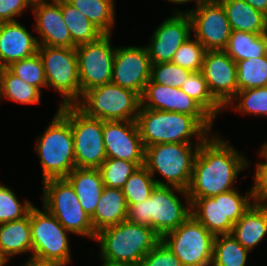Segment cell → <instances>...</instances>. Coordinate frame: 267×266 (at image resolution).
<instances>
[{
  "label": "cell",
  "instance_id": "29",
  "mask_svg": "<svg viewBox=\"0 0 267 266\" xmlns=\"http://www.w3.org/2000/svg\"><path fill=\"white\" fill-rule=\"evenodd\" d=\"M61 11L74 42V48L82 44L94 42L104 35L98 27L66 0H61Z\"/></svg>",
  "mask_w": 267,
  "mask_h": 266
},
{
  "label": "cell",
  "instance_id": "15",
  "mask_svg": "<svg viewBox=\"0 0 267 266\" xmlns=\"http://www.w3.org/2000/svg\"><path fill=\"white\" fill-rule=\"evenodd\" d=\"M190 10L195 38L206 51L224 50L231 35V27L222 4L218 0H203Z\"/></svg>",
  "mask_w": 267,
  "mask_h": 266
},
{
  "label": "cell",
  "instance_id": "35",
  "mask_svg": "<svg viewBox=\"0 0 267 266\" xmlns=\"http://www.w3.org/2000/svg\"><path fill=\"white\" fill-rule=\"evenodd\" d=\"M145 166L139 167L122 187L127 205L141 203L151 196L157 183Z\"/></svg>",
  "mask_w": 267,
  "mask_h": 266
},
{
  "label": "cell",
  "instance_id": "12",
  "mask_svg": "<svg viewBox=\"0 0 267 266\" xmlns=\"http://www.w3.org/2000/svg\"><path fill=\"white\" fill-rule=\"evenodd\" d=\"M215 236L190 215L160 240L179 258L183 266H211Z\"/></svg>",
  "mask_w": 267,
  "mask_h": 266
},
{
  "label": "cell",
  "instance_id": "11",
  "mask_svg": "<svg viewBox=\"0 0 267 266\" xmlns=\"http://www.w3.org/2000/svg\"><path fill=\"white\" fill-rule=\"evenodd\" d=\"M47 87L60 92L61 106L75 105L81 99L76 48L39 46Z\"/></svg>",
  "mask_w": 267,
  "mask_h": 266
},
{
  "label": "cell",
  "instance_id": "41",
  "mask_svg": "<svg viewBox=\"0 0 267 266\" xmlns=\"http://www.w3.org/2000/svg\"><path fill=\"white\" fill-rule=\"evenodd\" d=\"M191 73L189 69L182 68L173 62L157 63L151 66L150 80L156 84L181 88Z\"/></svg>",
  "mask_w": 267,
  "mask_h": 266
},
{
  "label": "cell",
  "instance_id": "26",
  "mask_svg": "<svg viewBox=\"0 0 267 266\" xmlns=\"http://www.w3.org/2000/svg\"><path fill=\"white\" fill-rule=\"evenodd\" d=\"M225 10L231 30L267 33V16L244 0H218Z\"/></svg>",
  "mask_w": 267,
  "mask_h": 266
},
{
  "label": "cell",
  "instance_id": "36",
  "mask_svg": "<svg viewBox=\"0 0 267 266\" xmlns=\"http://www.w3.org/2000/svg\"><path fill=\"white\" fill-rule=\"evenodd\" d=\"M7 69L39 90L41 87H47L43 62L38 52L30 57L13 62Z\"/></svg>",
  "mask_w": 267,
  "mask_h": 266
},
{
  "label": "cell",
  "instance_id": "6",
  "mask_svg": "<svg viewBox=\"0 0 267 266\" xmlns=\"http://www.w3.org/2000/svg\"><path fill=\"white\" fill-rule=\"evenodd\" d=\"M37 140L35 150L40 157L43 181L65 178L76 167L72 128L59 111Z\"/></svg>",
  "mask_w": 267,
  "mask_h": 266
},
{
  "label": "cell",
  "instance_id": "37",
  "mask_svg": "<svg viewBox=\"0 0 267 266\" xmlns=\"http://www.w3.org/2000/svg\"><path fill=\"white\" fill-rule=\"evenodd\" d=\"M138 168L135 163L127 160L107 158L98 169L104 186L122 189L127 179Z\"/></svg>",
  "mask_w": 267,
  "mask_h": 266
},
{
  "label": "cell",
  "instance_id": "39",
  "mask_svg": "<svg viewBox=\"0 0 267 266\" xmlns=\"http://www.w3.org/2000/svg\"><path fill=\"white\" fill-rule=\"evenodd\" d=\"M240 102L234 108L242 113L252 115L267 116V86L253 89H245L237 92L235 98L229 103H234V100Z\"/></svg>",
  "mask_w": 267,
  "mask_h": 266
},
{
  "label": "cell",
  "instance_id": "30",
  "mask_svg": "<svg viewBox=\"0 0 267 266\" xmlns=\"http://www.w3.org/2000/svg\"><path fill=\"white\" fill-rule=\"evenodd\" d=\"M104 34H111L115 22L114 0H66Z\"/></svg>",
  "mask_w": 267,
  "mask_h": 266
},
{
  "label": "cell",
  "instance_id": "13",
  "mask_svg": "<svg viewBox=\"0 0 267 266\" xmlns=\"http://www.w3.org/2000/svg\"><path fill=\"white\" fill-rule=\"evenodd\" d=\"M43 211V212H42ZM40 211L33 206L30 209V227L32 254L41 260L71 262L67 231L62 224L45 208Z\"/></svg>",
  "mask_w": 267,
  "mask_h": 266
},
{
  "label": "cell",
  "instance_id": "18",
  "mask_svg": "<svg viewBox=\"0 0 267 266\" xmlns=\"http://www.w3.org/2000/svg\"><path fill=\"white\" fill-rule=\"evenodd\" d=\"M201 73L213 97L227 108L238 92L236 62L224 50L206 51Z\"/></svg>",
  "mask_w": 267,
  "mask_h": 266
},
{
  "label": "cell",
  "instance_id": "33",
  "mask_svg": "<svg viewBox=\"0 0 267 266\" xmlns=\"http://www.w3.org/2000/svg\"><path fill=\"white\" fill-rule=\"evenodd\" d=\"M238 91L267 86V55L237 61Z\"/></svg>",
  "mask_w": 267,
  "mask_h": 266
},
{
  "label": "cell",
  "instance_id": "28",
  "mask_svg": "<svg viewBox=\"0 0 267 266\" xmlns=\"http://www.w3.org/2000/svg\"><path fill=\"white\" fill-rule=\"evenodd\" d=\"M224 51L237 62L267 55V33L232 30Z\"/></svg>",
  "mask_w": 267,
  "mask_h": 266
},
{
  "label": "cell",
  "instance_id": "45",
  "mask_svg": "<svg viewBox=\"0 0 267 266\" xmlns=\"http://www.w3.org/2000/svg\"><path fill=\"white\" fill-rule=\"evenodd\" d=\"M25 266H65L64 263L59 261L41 260L35 257L28 258Z\"/></svg>",
  "mask_w": 267,
  "mask_h": 266
},
{
  "label": "cell",
  "instance_id": "43",
  "mask_svg": "<svg viewBox=\"0 0 267 266\" xmlns=\"http://www.w3.org/2000/svg\"><path fill=\"white\" fill-rule=\"evenodd\" d=\"M254 186H252L253 202L267 206V162H259L255 168Z\"/></svg>",
  "mask_w": 267,
  "mask_h": 266
},
{
  "label": "cell",
  "instance_id": "10",
  "mask_svg": "<svg viewBox=\"0 0 267 266\" xmlns=\"http://www.w3.org/2000/svg\"><path fill=\"white\" fill-rule=\"evenodd\" d=\"M58 111L72 128L76 168L98 169L107 159L103 121L87 116L76 105H63Z\"/></svg>",
  "mask_w": 267,
  "mask_h": 266
},
{
  "label": "cell",
  "instance_id": "4",
  "mask_svg": "<svg viewBox=\"0 0 267 266\" xmlns=\"http://www.w3.org/2000/svg\"><path fill=\"white\" fill-rule=\"evenodd\" d=\"M144 148L155 144L192 143L191 136L204 141L209 131L194 117L183 113L140 106L136 118Z\"/></svg>",
  "mask_w": 267,
  "mask_h": 266
},
{
  "label": "cell",
  "instance_id": "1",
  "mask_svg": "<svg viewBox=\"0 0 267 266\" xmlns=\"http://www.w3.org/2000/svg\"><path fill=\"white\" fill-rule=\"evenodd\" d=\"M250 163L229 143L208 136L199 146L187 189L189 198L213 197L234 188V181Z\"/></svg>",
  "mask_w": 267,
  "mask_h": 266
},
{
  "label": "cell",
  "instance_id": "8",
  "mask_svg": "<svg viewBox=\"0 0 267 266\" xmlns=\"http://www.w3.org/2000/svg\"><path fill=\"white\" fill-rule=\"evenodd\" d=\"M75 105L87 116L102 121H135L141 97L111 82L89 89Z\"/></svg>",
  "mask_w": 267,
  "mask_h": 266
},
{
  "label": "cell",
  "instance_id": "32",
  "mask_svg": "<svg viewBox=\"0 0 267 266\" xmlns=\"http://www.w3.org/2000/svg\"><path fill=\"white\" fill-rule=\"evenodd\" d=\"M249 252L232 234L217 235L211 266H245Z\"/></svg>",
  "mask_w": 267,
  "mask_h": 266
},
{
  "label": "cell",
  "instance_id": "17",
  "mask_svg": "<svg viewBox=\"0 0 267 266\" xmlns=\"http://www.w3.org/2000/svg\"><path fill=\"white\" fill-rule=\"evenodd\" d=\"M151 60L145 47H117L112 70V83L142 95L150 80Z\"/></svg>",
  "mask_w": 267,
  "mask_h": 266
},
{
  "label": "cell",
  "instance_id": "23",
  "mask_svg": "<svg viewBox=\"0 0 267 266\" xmlns=\"http://www.w3.org/2000/svg\"><path fill=\"white\" fill-rule=\"evenodd\" d=\"M128 205L122 189L104 186L94 214L90 217L95 233L127 219Z\"/></svg>",
  "mask_w": 267,
  "mask_h": 266
},
{
  "label": "cell",
  "instance_id": "27",
  "mask_svg": "<svg viewBox=\"0 0 267 266\" xmlns=\"http://www.w3.org/2000/svg\"><path fill=\"white\" fill-rule=\"evenodd\" d=\"M0 250L8 261L11 256L32 253L30 211L22 219L0 224Z\"/></svg>",
  "mask_w": 267,
  "mask_h": 266
},
{
  "label": "cell",
  "instance_id": "2",
  "mask_svg": "<svg viewBox=\"0 0 267 266\" xmlns=\"http://www.w3.org/2000/svg\"><path fill=\"white\" fill-rule=\"evenodd\" d=\"M179 192L187 206L175 195ZM191 215V201L187 190L173 186H156L151 196L141 203L128 205L127 219L130 223L151 227L161 238L175 230Z\"/></svg>",
  "mask_w": 267,
  "mask_h": 266
},
{
  "label": "cell",
  "instance_id": "7",
  "mask_svg": "<svg viewBox=\"0 0 267 266\" xmlns=\"http://www.w3.org/2000/svg\"><path fill=\"white\" fill-rule=\"evenodd\" d=\"M249 199H253L252 189L244 197L233 189L213 197L190 198L191 215L214 236L231 234L233 225L254 204Z\"/></svg>",
  "mask_w": 267,
  "mask_h": 266
},
{
  "label": "cell",
  "instance_id": "48",
  "mask_svg": "<svg viewBox=\"0 0 267 266\" xmlns=\"http://www.w3.org/2000/svg\"><path fill=\"white\" fill-rule=\"evenodd\" d=\"M172 3H176V4H184V3H187V2H190V1H193V0H168ZM197 4L200 3L201 1L203 0H194Z\"/></svg>",
  "mask_w": 267,
  "mask_h": 266
},
{
  "label": "cell",
  "instance_id": "50",
  "mask_svg": "<svg viewBox=\"0 0 267 266\" xmlns=\"http://www.w3.org/2000/svg\"><path fill=\"white\" fill-rule=\"evenodd\" d=\"M43 1H46V0H28V2L31 4V5H34L36 3H40V2H43Z\"/></svg>",
  "mask_w": 267,
  "mask_h": 266
},
{
  "label": "cell",
  "instance_id": "3",
  "mask_svg": "<svg viewBox=\"0 0 267 266\" xmlns=\"http://www.w3.org/2000/svg\"><path fill=\"white\" fill-rule=\"evenodd\" d=\"M100 259L109 264L139 266L144 256L160 241L151 227L125 220L96 233Z\"/></svg>",
  "mask_w": 267,
  "mask_h": 266
},
{
  "label": "cell",
  "instance_id": "25",
  "mask_svg": "<svg viewBox=\"0 0 267 266\" xmlns=\"http://www.w3.org/2000/svg\"><path fill=\"white\" fill-rule=\"evenodd\" d=\"M231 234L244 248L252 251L267 235V206L253 204L233 225Z\"/></svg>",
  "mask_w": 267,
  "mask_h": 266
},
{
  "label": "cell",
  "instance_id": "31",
  "mask_svg": "<svg viewBox=\"0 0 267 266\" xmlns=\"http://www.w3.org/2000/svg\"><path fill=\"white\" fill-rule=\"evenodd\" d=\"M6 97L21 104H38L41 90L12 74L7 68L0 72V99Z\"/></svg>",
  "mask_w": 267,
  "mask_h": 266
},
{
  "label": "cell",
  "instance_id": "40",
  "mask_svg": "<svg viewBox=\"0 0 267 266\" xmlns=\"http://www.w3.org/2000/svg\"><path fill=\"white\" fill-rule=\"evenodd\" d=\"M206 49L195 38L186 40L175 52L171 62L192 72H201Z\"/></svg>",
  "mask_w": 267,
  "mask_h": 266
},
{
  "label": "cell",
  "instance_id": "44",
  "mask_svg": "<svg viewBox=\"0 0 267 266\" xmlns=\"http://www.w3.org/2000/svg\"><path fill=\"white\" fill-rule=\"evenodd\" d=\"M30 6L28 0H0V22L16 21L15 17Z\"/></svg>",
  "mask_w": 267,
  "mask_h": 266
},
{
  "label": "cell",
  "instance_id": "19",
  "mask_svg": "<svg viewBox=\"0 0 267 266\" xmlns=\"http://www.w3.org/2000/svg\"><path fill=\"white\" fill-rule=\"evenodd\" d=\"M107 158L127 160L144 166L145 148L135 121H103Z\"/></svg>",
  "mask_w": 267,
  "mask_h": 266
},
{
  "label": "cell",
  "instance_id": "42",
  "mask_svg": "<svg viewBox=\"0 0 267 266\" xmlns=\"http://www.w3.org/2000/svg\"><path fill=\"white\" fill-rule=\"evenodd\" d=\"M139 266H183L179 258L160 240L142 259Z\"/></svg>",
  "mask_w": 267,
  "mask_h": 266
},
{
  "label": "cell",
  "instance_id": "38",
  "mask_svg": "<svg viewBox=\"0 0 267 266\" xmlns=\"http://www.w3.org/2000/svg\"><path fill=\"white\" fill-rule=\"evenodd\" d=\"M33 206L28 200L20 203L13 190L0 183V224L24 218Z\"/></svg>",
  "mask_w": 267,
  "mask_h": 266
},
{
  "label": "cell",
  "instance_id": "14",
  "mask_svg": "<svg viewBox=\"0 0 267 266\" xmlns=\"http://www.w3.org/2000/svg\"><path fill=\"white\" fill-rule=\"evenodd\" d=\"M111 34L76 46L78 74L82 95L94 87L112 82L115 49L110 44Z\"/></svg>",
  "mask_w": 267,
  "mask_h": 266
},
{
  "label": "cell",
  "instance_id": "22",
  "mask_svg": "<svg viewBox=\"0 0 267 266\" xmlns=\"http://www.w3.org/2000/svg\"><path fill=\"white\" fill-rule=\"evenodd\" d=\"M38 42L17 20L0 22V66L7 68L15 61L36 54Z\"/></svg>",
  "mask_w": 267,
  "mask_h": 266
},
{
  "label": "cell",
  "instance_id": "21",
  "mask_svg": "<svg viewBox=\"0 0 267 266\" xmlns=\"http://www.w3.org/2000/svg\"><path fill=\"white\" fill-rule=\"evenodd\" d=\"M52 1L36 3L31 7L36 20L35 29L41 36V42L38 44L74 48V42L63 19L61 0Z\"/></svg>",
  "mask_w": 267,
  "mask_h": 266
},
{
  "label": "cell",
  "instance_id": "24",
  "mask_svg": "<svg viewBox=\"0 0 267 266\" xmlns=\"http://www.w3.org/2000/svg\"><path fill=\"white\" fill-rule=\"evenodd\" d=\"M86 214H94L104 184L99 169L74 168L66 177Z\"/></svg>",
  "mask_w": 267,
  "mask_h": 266
},
{
  "label": "cell",
  "instance_id": "47",
  "mask_svg": "<svg viewBox=\"0 0 267 266\" xmlns=\"http://www.w3.org/2000/svg\"><path fill=\"white\" fill-rule=\"evenodd\" d=\"M260 157L262 156V158L264 157L266 162H267V143H264L263 147L261 148L260 151Z\"/></svg>",
  "mask_w": 267,
  "mask_h": 266
},
{
  "label": "cell",
  "instance_id": "20",
  "mask_svg": "<svg viewBox=\"0 0 267 266\" xmlns=\"http://www.w3.org/2000/svg\"><path fill=\"white\" fill-rule=\"evenodd\" d=\"M192 22L187 11H175L155 29L146 47L152 64L171 62L175 52L190 38Z\"/></svg>",
  "mask_w": 267,
  "mask_h": 266
},
{
  "label": "cell",
  "instance_id": "9",
  "mask_svg": "<svg viewBox=\"0 0 267 266\" xmlns=\"http://www.w3.org/2000/svg\"><path fill=\"white\" fill-rule=\"evenodd\" d=\"M43 185V207L70 233L95 240L91 219L70 182L66 178H51L43 181Z\"/></svg>",
  "mask_w": 267,
  "mask_h": 266
},
{
  "label": "cell",
  "instance_id": "5",
  "mask_svg": "<svg viewBox=\"0 0 267 266\" xmlns=\"http://www.w3.org/2000/svg\"><path fill=\"white\" fill-rule=\"evenodd\" d=\"M165 143L145 148L144 166L154 176L159 172L167 182L154 179L158 186H173L187 190L191 181L193 164L200 144Z\"/></svg>",
  "mask_w": 267,
  "mask_h": 266
},
{
  "label": "cell",
  "instance_id": "46",
  "mask_svg": "<svg viewBox=\"0 0 267 266\" xmlns=\"http://www.w3.org/2000/svg\"><path fill=\"white\" fill-rule=\"evenodd\" d=\"M254 9L261 11L267 16V0H244Z\"/></svg>",
  "mask_w": 267,
  "mask_h": 266
},
{
  "label": "cell",
  "instance_id": "16",
  "mask_svg": "<svg viewBox=\"0 0 267 266\" xmlns=\"http://www.w3.org/2000/svg\"><path fill=\"white\" fill-rule=\"evenodd\" d=\"M141 97V107L153 110L183 113L194 116L208 131L214 118L180 88L148 81Z\"/></svg>",
  "mask_w": 267,
  "mask_h": 266
},
{
  "label": "cell",
  "instance_id": "51",
  "mask_svg": "<svg viewBox=\"0 0 267 266\" xmlns=\"http://www.w3.org/2000/svg\"><path fill=\"white\" fill-rule=\"evenodd\" d=\"M102 266H131V265L109 264V263L103 262V265Z\"/></svg>",
  "mask_w": 267,
  "mask_h": 266
},
{
  "label": "cell",
  "instance_id": "49",
  "mask_svg": "<svg viewBox=\"0 0 267 266\" xmlns=\"http://www.w3.org/2000/svg\"><path fill=\"white\" fill-rule=\"evenodd\" d=\"M8 262V259L2 254L0 250V266L6 265Z\"/></svg>",
  "mask_w": 267,
  "mask_h": 266
},
{
  "label": "cell",
  "instance_id": "34",
  "mask_svg": "<svg viewBox=\"0 0 267 266\" xmlns=\"http://www.w3.org/2000/svg\"><path fill=\"white\" fill-rule=\"evenodd\" d=\"M180 89L197 101L214 119L225 109L211 94L201 72H192Z\"/></svg>",
  "mask_w": 267,
  "mask_h": 266
}]
</instances>
